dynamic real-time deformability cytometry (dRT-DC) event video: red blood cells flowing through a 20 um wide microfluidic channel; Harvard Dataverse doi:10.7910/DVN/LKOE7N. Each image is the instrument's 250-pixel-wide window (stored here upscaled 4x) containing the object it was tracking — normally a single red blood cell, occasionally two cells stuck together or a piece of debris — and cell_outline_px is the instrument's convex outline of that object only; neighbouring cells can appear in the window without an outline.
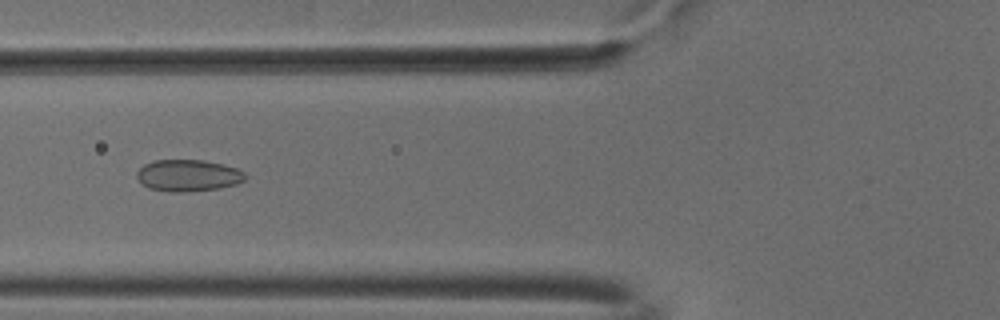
{"species": "common noctule bat (a hibernating species)", "species_latin": "Nyctalus noctula", "temperature_condition": "cold", "stored_images_in_passage": 36, "camera_frame_rate_fps": 3000, "um_per_image_px": 0.085, "animal": {"sex": "male", "body_mass_g": 18.8}, "frame": {"image": 1, "passage_image": 4, "time_ms": 1.0, "image_size_px": [1000, 320], "cell_outline_px": [[248, 176], [244, 180], [236, 184], [216, 188], [188, 192], [172, 192], [148, 188], [136, 176], [136, 172], [144, 164], [156, 160], [204, 160], [224, 164], [236, 168], [244, 172]], "centroid_in_image_um": [16.0, 14.91], "position_along_channel_um": 109.8, "area_um2": 20.0}}
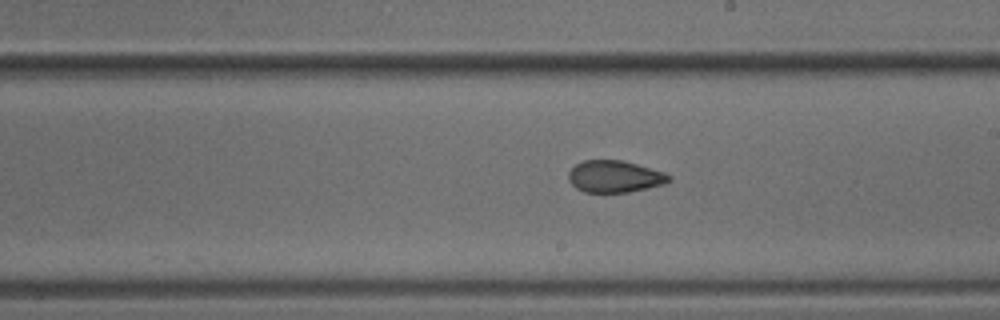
{"frame": {"image": 2, "passage_image": 14, "time_ms": 4.333, "image_size_px": [1000, 320], "cell_outline_px": [[672, 180], [664, 184], [648, 188], [628, 192], [584, 192], [576, 188], [568, 180], [568, 172], [576, 164], [584, 160], [620, 160], [636, 164], [664, 172], [672, 176]], "centroid_in_image_um": [52.25, 15.01], "position_along_channel_um": 236.8, "area_um2": 18.67}}
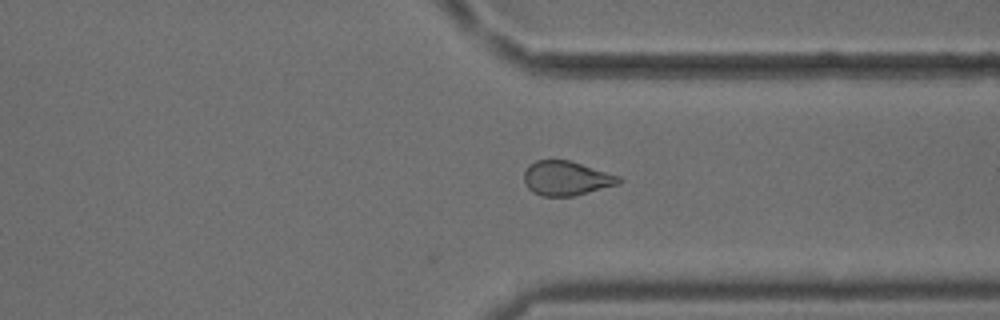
{"frame": {"image": 3, "passage_image": 24, "time_ms": 7.667, "image_size_px": [1000, 320], "cell_outline_px": [[624, 180], [620, 184], [572, 196], [544, 196], [532, 192], [528, 188], [524, 180], [524, 172], [536, 160], [568, 160], [620, 176]], "centroid_in_image_um": [48.16, 15.16], "position_along_channel_um": 363.2, "area_um2": 18.79}, "authors_computed_cell_mechanics": {"area_um2": 19.1607, "velocity_mm_per_s": 3.7907, "shape_relaxation_time_tau1_ms": null, "shape_relaxation_time_tau2_ms": 2.3705, "deformation_change_tau1": null, "deformation_change_tau2": 0.0677}}